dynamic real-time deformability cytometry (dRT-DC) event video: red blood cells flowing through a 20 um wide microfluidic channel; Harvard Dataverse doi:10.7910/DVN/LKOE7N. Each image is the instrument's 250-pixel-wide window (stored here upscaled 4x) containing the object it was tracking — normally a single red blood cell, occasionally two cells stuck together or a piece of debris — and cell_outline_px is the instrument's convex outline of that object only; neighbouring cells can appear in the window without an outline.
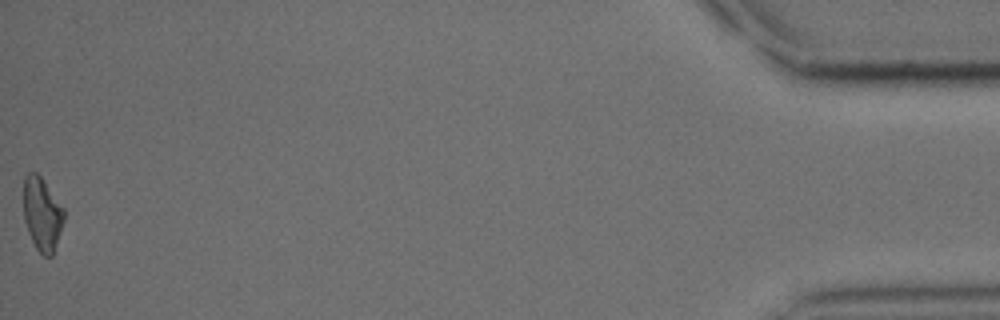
{"species": "common noctule bat (a hibernating species)", "species_latin": "Nyctalus noctula", "temperature_condition": "cold", "stored_images_in_passage": 35, "camera_frame_rate_fps": 3000, "um_per_image_px": 0.085, "animal": {"sex": "male", "body_mass_g": 15.6}, "frame": {"image": 1, "passage_image": 35, "time_ms": 11.333, "image_size_px": [1000, 320], "cell_outline_px": [[64, 220], [52, 256], [44, 256], [36, 248], [28, 232], [24, 220], [24, 176], [28, 172], [36, 172], [40, 176], [64, 208]], "centroid_in_image_um": [3.57, 18.18], "position_along_channel_um": 431.6, "area_um2": 17.11}}